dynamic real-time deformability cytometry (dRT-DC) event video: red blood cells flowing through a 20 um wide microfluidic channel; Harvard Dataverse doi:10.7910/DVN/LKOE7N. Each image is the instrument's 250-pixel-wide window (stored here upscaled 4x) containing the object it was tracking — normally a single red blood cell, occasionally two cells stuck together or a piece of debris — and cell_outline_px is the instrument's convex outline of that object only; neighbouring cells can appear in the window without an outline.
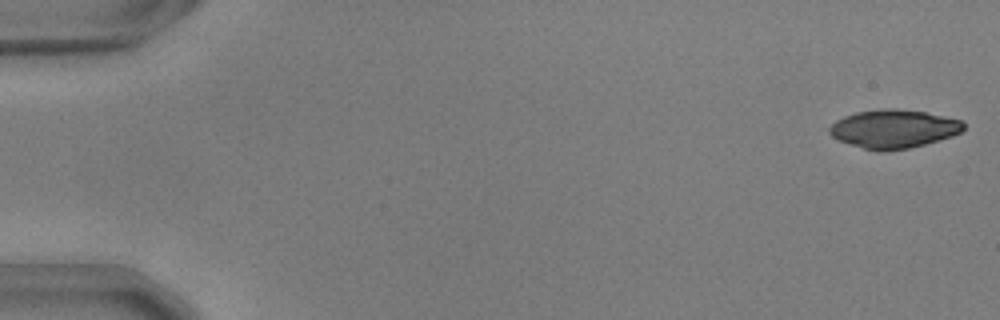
{"species": "common noctule bat (a hibernating species)", "species_latin": "Nyctalus noctula", "temperature_condition": "warm", "stored_images_in_passage": 11, "camera_frame_rate_fps": 3000, "um_per_image_px": 0.085, "animal": {"sex": "male", "body_mass_g": 17.9, "forearm_length_mm": 54.2}, "frame": {"image": 1, "passage_image": 1, "time_ms": 0.0, "image_size_px": [1000, 320], "cell_outline_px": [[964, 128], [960, 132], [952, 136], [924, 144], [908, 148], [880, 152], [864, 148], [836, 140], [828, 132], [828, 128], [836, 120], [844, 116], [856, 112], [884, 108], [896, 108], [924, 112], [944, 116], [960, 120], [964, 124]], "centroid_in_image_um": [75.91, 10.95], "position_along_channel_um": 9.1, "area_um2": 30.0}}